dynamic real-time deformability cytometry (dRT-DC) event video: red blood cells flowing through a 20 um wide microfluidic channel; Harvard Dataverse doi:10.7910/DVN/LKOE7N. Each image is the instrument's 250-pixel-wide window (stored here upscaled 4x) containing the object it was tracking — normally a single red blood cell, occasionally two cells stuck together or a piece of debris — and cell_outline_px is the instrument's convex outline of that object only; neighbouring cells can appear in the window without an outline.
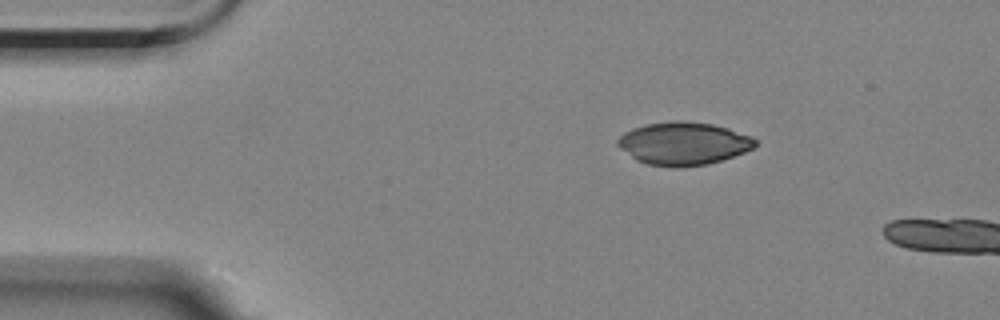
{"species": "Egyptian fruit bat (a non-hibernating species)", "species_latin": "Rousettus aegyptiacus", "temperature_condition": "room temperature", "stored_images_in_passage": 3, "camera_frame_rate_fps": 3000, "um_per_image_px": 0.085, "animal": {"sex": "female"}, "frame": {"image": 1, "passage_image": 1, "time_ms": 0.0, "image_size_px": [1000, 320], "cell_outline_px": [[756, 144], [752, 148], [744, 152], [708, 164], [680, 168], [676, 168], [648, 164], [636, 160], [620, 148], [616, 144], [616, 140], [624, 132], [632, 128], [648, 124], [672, 120], [680, 120], [712, 124], [728, 128], [752, 136], [756, 140]], "centroid_in_image_um": [58.07, 12.19], "position_along_channel_um": 26.9, "area_um2": 34.39}}